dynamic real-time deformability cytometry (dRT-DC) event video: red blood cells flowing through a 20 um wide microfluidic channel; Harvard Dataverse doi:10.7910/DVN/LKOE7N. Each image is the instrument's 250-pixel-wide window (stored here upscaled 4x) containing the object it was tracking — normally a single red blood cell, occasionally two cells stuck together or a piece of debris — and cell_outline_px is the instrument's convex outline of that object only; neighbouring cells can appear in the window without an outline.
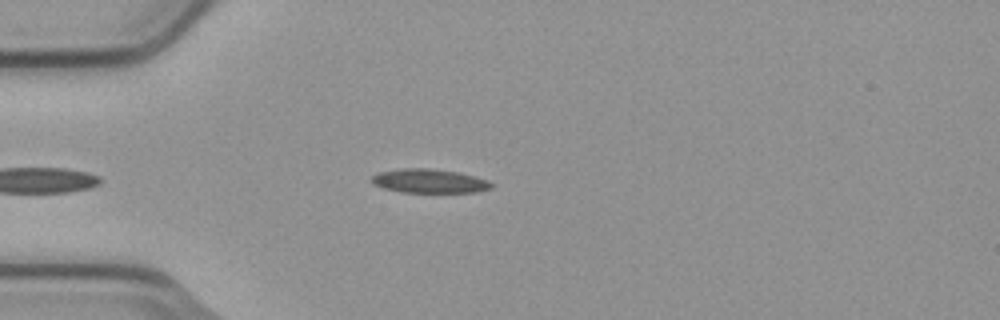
{"species": "common noctule bat (a hibernating species)", "species_latin": "Nyctalus noctula", "temperature_condition": "cold", "stored_images_in_passage": 39, "camera_frame_rate_fps": 3000, "um_per_image_px": 0.085, "animal": {"sex": "male", "body_mass_g": 23.1, "forearm_length_mm": 52.7}, "frame": {"image": 1, "passage_image": 7, "time_ms": 2.0, "image_size_px": [1000, 320], "cell_outline_px": [[492, 188], [476, 192], [404, 192], [384, 188], [372, 184], [372, 176], [380, 172], [404, 168], [428, 168], [460, 172], [488, 180], [492, 184]], "centroid_in_image_um": [36.51, 15.38], "position_along_channel_um": 48.5, "area_um2": 16.59}}
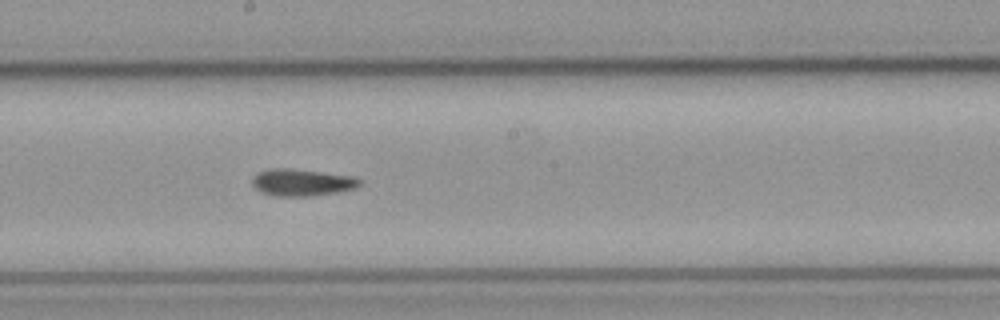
{"frame": {"image": 2, "passage_image": 22, "time_ms": 7.0, "image_size_px": [1000, 320], "cell_outline_px": [[360, 184], [352, 188], [336, 192], [308, 196], [276, 196], [260, 192], [252, 184], [252, 176], [256, 172], [268, 168], [288, 168], [352, 176], [360, 180]], "centroid_in_image_um": [25.56, 15.5], "position_along_channel_um": 222.6, "area_um2": 16.7}}
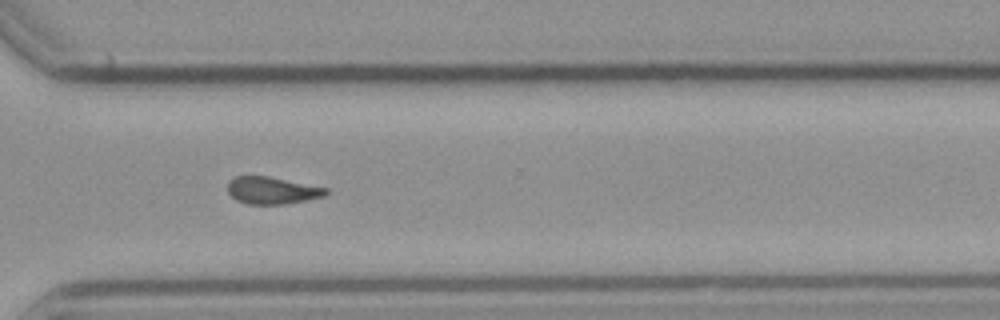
{"frame": {"image": 3, "passage_image": 32, "time_ms": 10.333, "image_size_px": [1000, 320], "cell_outline_px": [[328, 192], [324, 196], [284, 204], [248, 204], [236, 200], [228, 192], [228, 180], [236, 176], [268, 176], [328, 188]], "centroid_in_image_um": [23.1, 16.18], "position_along_channel_um": 347.5, "area_um2": 15.43}, "authors_computed_cell_mechanics": {"area_um2": 16.6464, "velocity_mm_per_s": 3.7585, "shape_relaxation_time_tau1_ms": null, "shape_relaxation_time_tau2_ms": 6.7284, "deformation_change_tau1": null, "deformation_change_tau2": 0.1593}}